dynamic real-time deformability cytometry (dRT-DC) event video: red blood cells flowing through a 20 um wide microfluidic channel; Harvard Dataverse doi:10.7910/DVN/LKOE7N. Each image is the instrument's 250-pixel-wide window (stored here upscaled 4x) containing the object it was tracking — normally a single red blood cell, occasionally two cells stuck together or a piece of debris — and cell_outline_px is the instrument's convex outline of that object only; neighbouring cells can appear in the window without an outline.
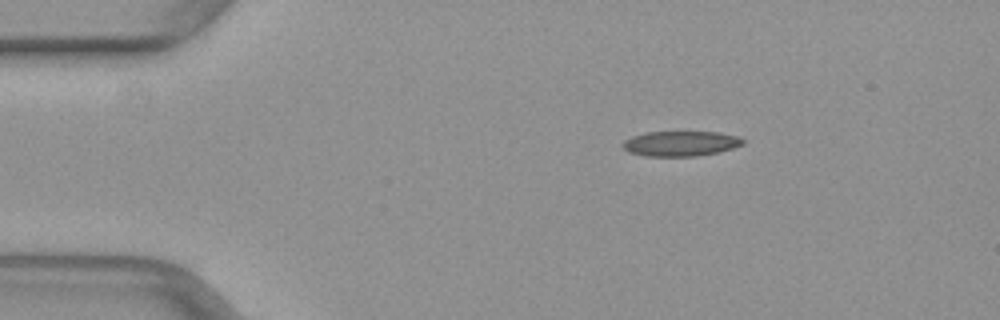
{"species": "common noctule bat (a hibernating species)", "species_latin": "Nyctalus noctula", "temperature_condition": "warm", "stored_images_in_passage": 42, "camera_frame_rate_fps": 3000, "um_per_image_px": 0.085, "animal": {"sex": "female", "body_mass_g": 29.2, "forearm_length_mm": 56.3}, "frame": {"image": 1, "passage_image": 1, "time_ms": 0.0, "image_size_px": [1000, 320], "cell_outline_px": [[744, 144], [732, 148], [716, 152], [696, 156], [644, 156], [628, 152], [620, 144], [624, 140], [632, 136], [644, 132], [720, 132], [736, 136], [744, 140]], "centroid_in_image_um": [57.8, 12.2], "position_along_channel_um": 27.2, "area_um2": 17.57}}
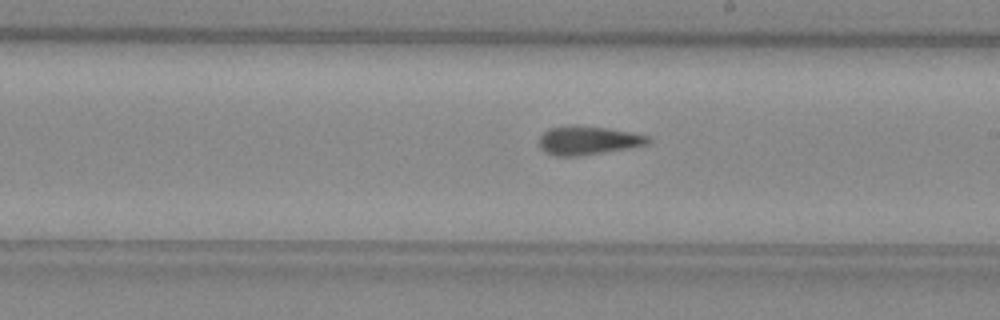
{"frame": {"image": 2, "passage_image": 21, "time_ms": 6.667, "image_size_px": [1000, 320], "cell_outline_px": [[652, 140], [648, 144], [632, 148], [580, 156], [556, 156], [544, 152], [540, 148], [540, 136], [548, 128], [608, 128], [632, 132], [648, 136]], "centroid_in_image_um": [50.05, 11.99], "position_along_channel_um": 239.0, "area_um2": 17.69}}
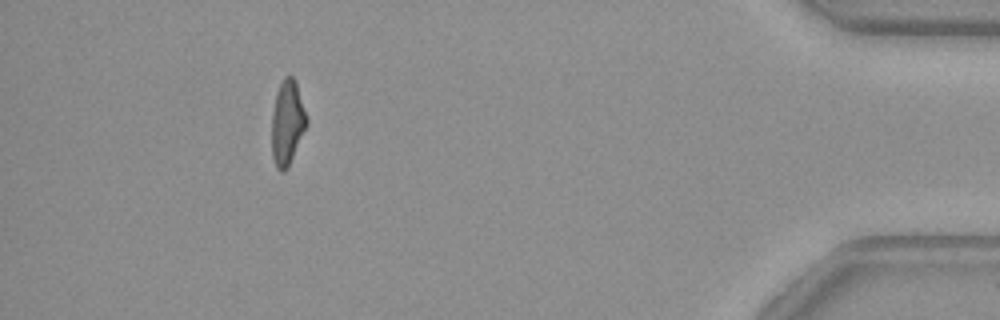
{"frame": {"image": 3, "passage_image": 38, "time_ms": 12.333, "image_size_px": [1000, 320], "cell_outline_px": [[308, 124], [288, 168], [284, 172], [280, 172], [276, 168], [272, 156], [272, 112], [276, 92], [284, 76], [292, 76], [296, 80], [308, 120]], "centroid_in_image_um": [24.42, 10.44], "position_along_channel_um": 410.8, "area_um2": 17.46}}